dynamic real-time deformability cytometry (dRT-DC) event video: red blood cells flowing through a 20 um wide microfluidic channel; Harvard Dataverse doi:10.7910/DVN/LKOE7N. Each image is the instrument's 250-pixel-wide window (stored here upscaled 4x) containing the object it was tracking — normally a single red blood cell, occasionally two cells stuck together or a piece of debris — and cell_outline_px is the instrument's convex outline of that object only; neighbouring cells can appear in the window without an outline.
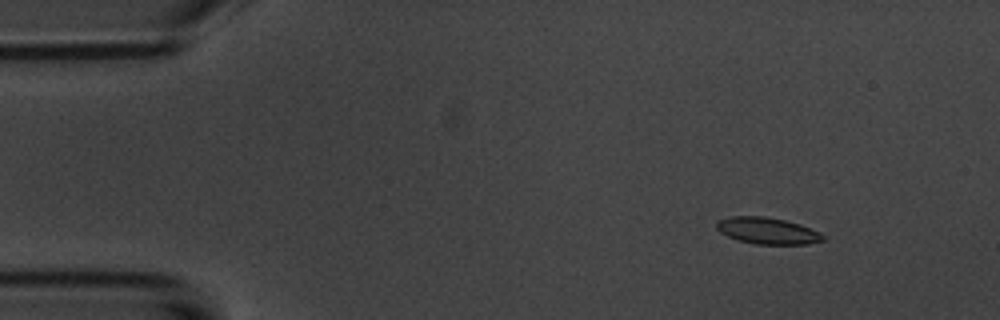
{"species": "common noctule bat (a hibernating species)", "species_latin": "Nyctalus noctula", "temperature_condition": "room temperature", "stored_images_in_passage": 5, "camera_frame_rate_fps": 3000, "um_per_image_px": 0.085, "animal": {"sex": "male", "body_mass_g": 20.1, "forearm_length_mm": 53.5}, "frame": {"image": 1, "passage_image": 2, "time_ms": 1.0, "image_size_px": [1000, 320], "cell_outline_px": [[824, 240], [808, 244], [756, 244], [736, 240], [720, 232], [716, 228], [716, 224], [720, 220], [728, 216], [764, 216], [784, 220], [800, 224], [820, 232], [824, 236]], "centroid_in_image_um": [65.22, 19.61], "position_along_channel_um": 19.8, "area_um2": 16.47}}
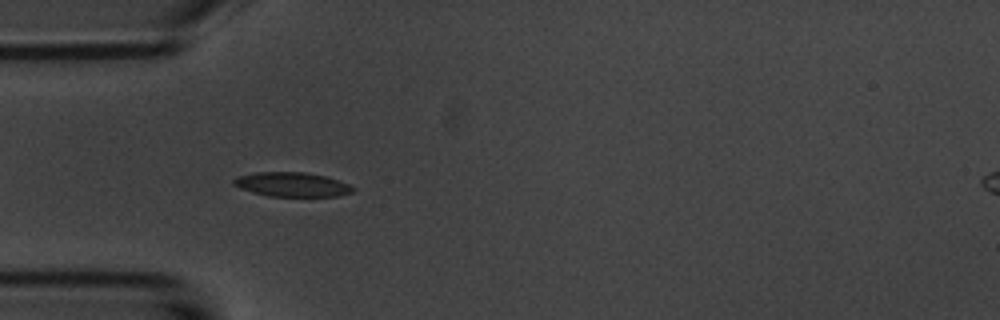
{"frame": {"image": 2, "passage_image": 4, "time_ms": 4.333, "image_size_px": [1000, 320], "cell_outline_px": [[356, 188], [352, 192], [340, 196], [268, 196], [252, 192], [240, 188], [232, 184], [232, 180], [236, 176], [256, 172], [304, 172], [328, 176], [348, 184]], "centroid_in_image_um": [24.81, 15.67], "position_along_channel_um": 60.2, "area_um2": 17.05}}